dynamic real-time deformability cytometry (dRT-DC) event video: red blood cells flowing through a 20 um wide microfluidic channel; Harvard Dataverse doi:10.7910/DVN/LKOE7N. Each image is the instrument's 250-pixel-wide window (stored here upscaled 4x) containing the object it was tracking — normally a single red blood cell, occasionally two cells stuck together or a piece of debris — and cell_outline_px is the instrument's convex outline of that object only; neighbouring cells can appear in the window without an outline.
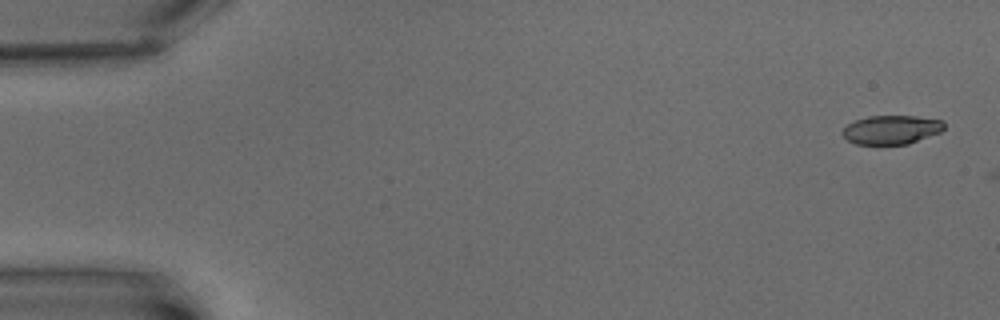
{"species": "common noctule bat (a hibernating species)", "species_latin": "Nyctalus noctula", "temperature_condition": "warm", "stored_images_in_passage": 4, "camera_frame_rate_fps": 3000, "um_per_image_px": 0.085, "animal": {"sex": "male", "body_mass_g": 15.6}, "frame": {"image": 1, "passage_image": 1, "time_ms": 0.0, "image_size_px": [1000, 320], "cell_outline_px": [[944, 128], [940, 132], [908, 144], [856, 144], [848, 140], [840, 132], [848, 124], [856, 120], [868, 116], [916, 116], [944, 120]], "centroid_in_image_um": [75.78, 11.02], "position_along_channel_um": 9.2, "area_um2": 17.05}}